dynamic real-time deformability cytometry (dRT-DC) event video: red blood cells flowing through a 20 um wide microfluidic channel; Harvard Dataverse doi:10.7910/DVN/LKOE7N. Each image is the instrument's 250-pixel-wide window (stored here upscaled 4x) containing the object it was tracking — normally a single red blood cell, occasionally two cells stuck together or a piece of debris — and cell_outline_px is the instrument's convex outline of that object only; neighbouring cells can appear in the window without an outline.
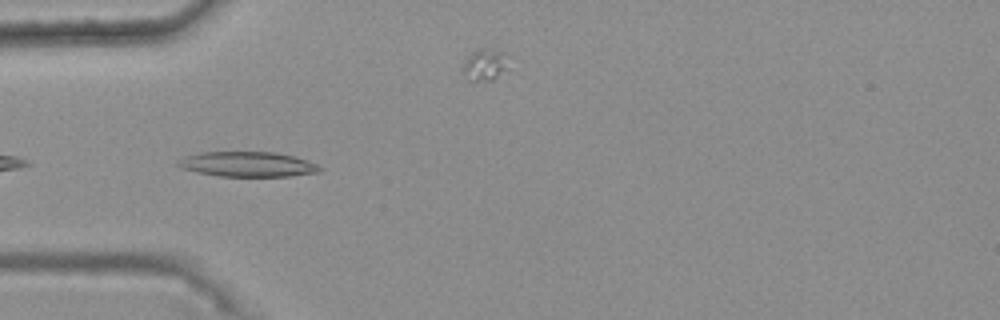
{"species": "common noctule bat (a hibernating species)", "species_latin": "Nyctalus noctula", "temperature_condition": "warm", "stored_images_in_passage": 5, "camera_frame_rate_fps": 3000, "um_per_image_px": 0.085, "animal": {"sex": "female", "body_mass_g": 25.1}, "frame": {"image": 1, "passage_image": 2, "time_ms": 0.333, "image_size_px": [1000, 320], "cell_outline_px": [[324, 168], [320, 172], [288, 176], [220, 176], [196, 172], [180, 168], [176, 164], [176, 160], [184, 156], [200, 152], [276, 152], [296, 156], [308, 160]], "centroid_in_image_um": [21.04, 13.95], "position_along_channel_um": 64.0, "area_um2": 20.92}}